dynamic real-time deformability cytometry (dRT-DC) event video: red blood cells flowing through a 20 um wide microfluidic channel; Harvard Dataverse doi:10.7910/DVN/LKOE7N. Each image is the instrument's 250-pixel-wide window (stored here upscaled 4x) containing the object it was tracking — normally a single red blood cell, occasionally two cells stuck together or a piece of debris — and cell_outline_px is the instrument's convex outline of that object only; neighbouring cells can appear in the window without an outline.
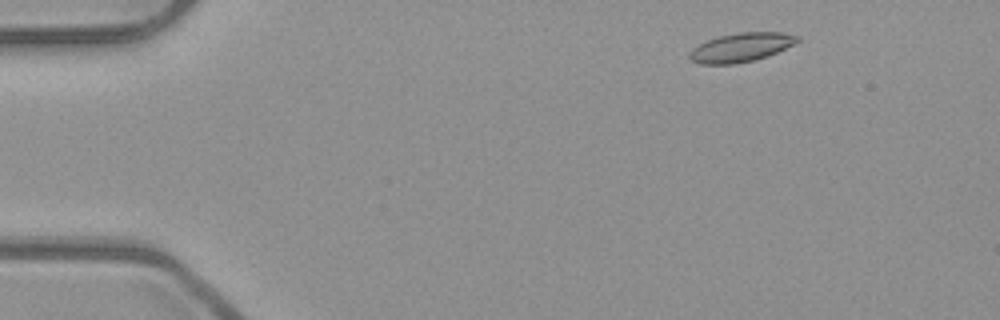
{"species": "common noctule bat (a hibernating species)", "species_latin": "Nyctalus noctula", "temperature_condition": "room temperature", "stored_images_in_passage": 7, "camera_frame_rate_fps": 3000, "um_per_image_px": 0.085, "animal": {"sex": "male", "body_mass_g": 23.1, "forearm_length_mm": 52.7}, "frame": {"image": 1, "passage_image": 2, "time_ms": 0.333, "image_size_px": [1000, 320], "cell_outline_px": [[800, 40], [768, 56], [752, 60], [732, 64], [700, 64], [692, 60], [688, 56], [688, 52], [692, 48], [708, 40], [720, 36], [740, 32], [784, 32], [800, 36]], "centroid_in_image_um": [62.98, 4.02], "position_along_channel_um": 22.0, "area_um2": 17.98}}
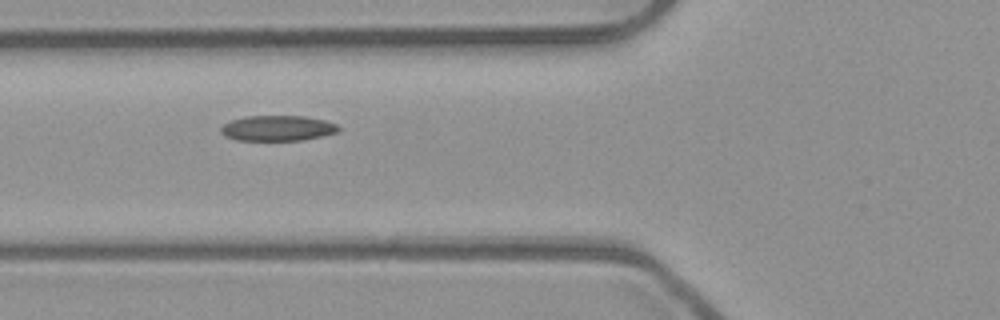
{"frame": {"image": 2, "passage_image": 5, "time_ms": 1.333, "image_size_px": [1000, 320], "cell_outline_px": [[340, 128], [336, 132], [304, 140], [236, 140], [224, 136], [220, 132], [220, 128], [224, 124], [232, 120], [244, 116], [304, 116], [324, 120], [336, 124]], "centroid_in_image_um": [23.55, 10.89], "position_along_channel_um": 102.2, "area_um2": 17.34}}
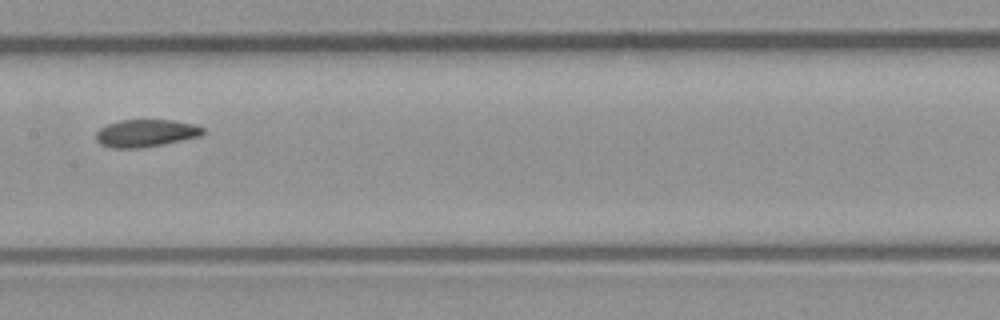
{"frame": {"image": 3, "passage_image": 7, "time_ms": 2.0, "image_size_px": [1000, 320], "cell_outline_px": [[204, 132], [200, 136], [140, 148], [112, 148], [100, 144], [96, 140], [96, 132], [100, 128], [108, 124], [120, 120], [172, 120], [196, 124], [204, 128]], "centroid_in_image_um": [12.37, 11.31], "position_along_channel_um": 195.0, "area_um2": 16.99}}